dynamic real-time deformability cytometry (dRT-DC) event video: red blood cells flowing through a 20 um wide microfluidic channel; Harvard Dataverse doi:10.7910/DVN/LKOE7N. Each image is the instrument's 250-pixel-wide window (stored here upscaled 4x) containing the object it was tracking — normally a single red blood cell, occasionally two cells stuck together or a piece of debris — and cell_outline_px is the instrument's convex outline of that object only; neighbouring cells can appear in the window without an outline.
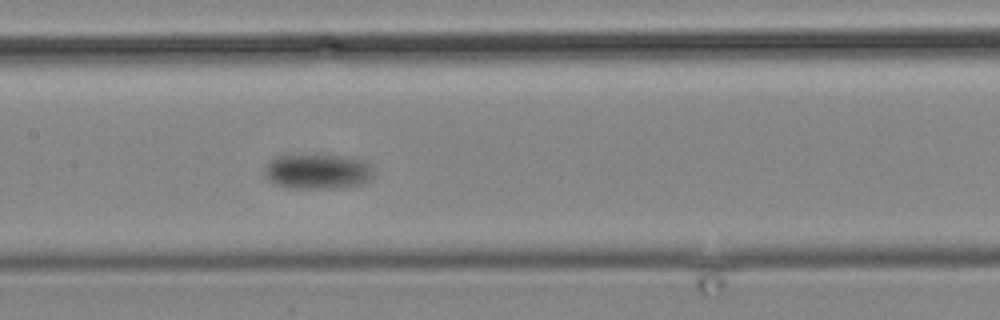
{"species": "common noctule bat (a hibernating species)", "species_latin": "Nyctalus noctula", "temperature_condition": "cold", "stored_images_in_passage": 13, "camera_frame_rate_fps": 3000, "um_per_image_px": 0.085, "animal": {"sex": "male", "body_mass_g": 19.2, "forearm_length_mm": 51.8}, "frame": {"image": 1, "passage_image": 13, "time_ms": 14.667, "image_size_px": [1000, 320], "cell_outline_px": [[372, 172], [368, 180], [360, 184], [344, 188], [296, 188], [272, 184], [264, 176], [264, 168], [272, 160], [280, 156], [348, 156], [364, 160], [368, 164]], "centroid_in_image_um": [26.98, 14.6], "position_along_channel_um": 180.4, "area_um2": 21.91}}